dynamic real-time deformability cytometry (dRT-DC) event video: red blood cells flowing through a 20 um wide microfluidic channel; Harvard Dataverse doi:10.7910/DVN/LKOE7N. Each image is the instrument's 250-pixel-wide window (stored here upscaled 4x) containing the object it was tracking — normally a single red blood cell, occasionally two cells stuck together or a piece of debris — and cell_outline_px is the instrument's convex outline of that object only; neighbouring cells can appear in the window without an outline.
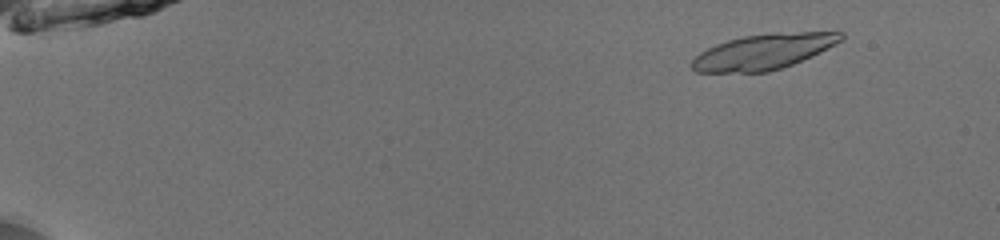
{"species": "common noctule bat (a hibernating species)", "species_latin": "Nyctalus noctula", "temperature_condition": "room temperature", "stored_images_in_passage": 51, "camera_frame_rate_fps": 3000, "um_per_image_px": 0.085, "animal": {"sex": "male", "body_mass_g": 13.0, "forearm_length_mm": 53.1}, "frame": {"image": 1, "passage_image": 5, "time_ms": 1.333, "image_size_px": [1000, 240], "cell_outline_px": [[844, 36], [840, 40], [820, 52], [792, 64], [768, 72], [696, 72], [692, 68], [692, 60], [700, 52], [716, 44], [728, 40], [744, 36], [776, 32], [844, 32]], "centroid_in_image_um": [64.87, 4.39], "position_along_channel_um": 20.1, "area_um2": 30.35}}
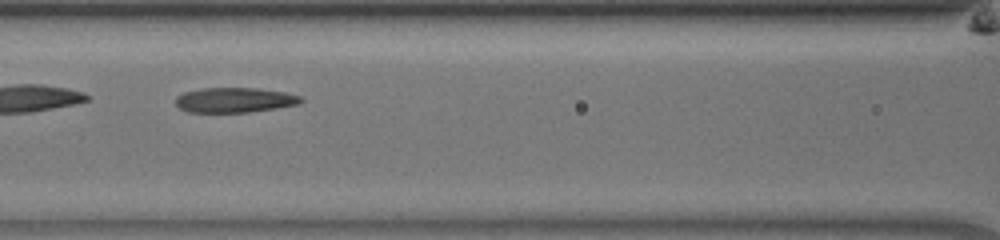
{"frame": {"image": 2, "passage_image": 25, "time_ms": 8.0, "image_size_px": [1000, 240], "cell_outline_px": [[304, 100], [300, 104], [276, 108], [248, 112], [188, 112], [180, 108], [176, 104], [176, 96], [184, 92], [200, 88], [256, 88], [284, 92], [300, 96]], "centroid_in_image_um": [19.94, 8.5], "position_along_channel_um": 146.7, "area_um2": 18.21}}
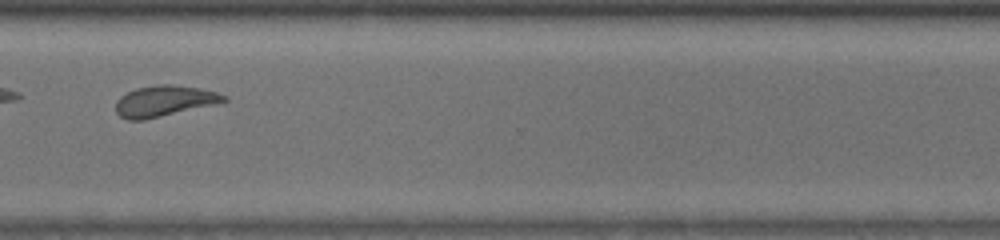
{"frame": {"image": 3, "passage_image": 41, "time_ms": 13.333, "image_size_px": [1000, 240], "cell_outline_px": [[228, 100], [224, 104], [144, 120], [128, 120], [120, 116], [116, 112], [116, 100], [120, 96], [136, 88], [160, 84], [172, 84], [200, 88], [216, 92], [228, 96]], "centroid_in_image_um": [14.05, 8.6], "position_along_channel_um": 356.5, "area_um2": 20.06}, "authors_computed_cell_mechanics": {"area_um2": 20.0566, "velocity_mm_per_s": 3.9482, "shape_relaxation_time_tau1_ms": 6.0386, "shape_relaxation_time_tau2_ms": 1.7651, "deformation_change_tau1": 0.1862, "deformation_change_tau2": 0.099}}